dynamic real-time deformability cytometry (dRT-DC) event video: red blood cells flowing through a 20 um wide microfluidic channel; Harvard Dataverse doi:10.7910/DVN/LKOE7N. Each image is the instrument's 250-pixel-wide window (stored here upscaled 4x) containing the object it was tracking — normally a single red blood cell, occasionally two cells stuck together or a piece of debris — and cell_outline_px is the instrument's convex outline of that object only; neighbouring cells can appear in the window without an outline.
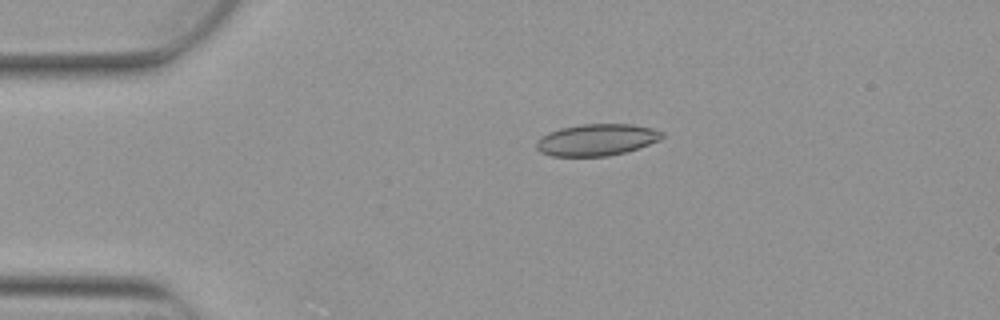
{"species": "Egyptian fruit bat (a non-hibernating species)", "species_latin": "Rousettus aegyptiacus", "temperature_condition": "warm", "stored_images_in_passage": 4, "camera_frame_rate_fps": 3000, "um_per_image_px": 0.085, "animal": {"sex": "female"}, "frame": {"image": 1, "passage_image": 3, "time_ms": 0.667, "image_size_px": [1000, 320], "cell_outline_px": [[664, 136], [660, 140], [624, 152], [608, 156], [552, 156], [540, 152], [536, 148], [536, 140], [540, 136], [548, 132], [560, 128], [580, 124], [632, 124], [652, 128], [664, 132]], "centroid_in_image_um": [50.68, 11.87], "position_along_channel_um": 34.3, "area_um2": 23.29}}